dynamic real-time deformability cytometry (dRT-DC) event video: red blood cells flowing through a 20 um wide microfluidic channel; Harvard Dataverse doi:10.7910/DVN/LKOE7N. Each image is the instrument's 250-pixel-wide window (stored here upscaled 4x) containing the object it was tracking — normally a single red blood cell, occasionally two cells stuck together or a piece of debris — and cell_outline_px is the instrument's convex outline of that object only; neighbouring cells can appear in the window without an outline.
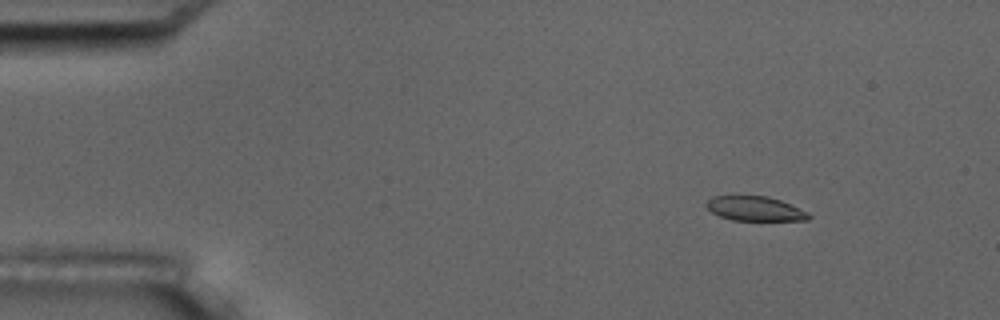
{"species": "common noctule bat (a hibernating species)", "species_latin": "Nyctalus noctula", "temperature_condition": "room temperature", "stored_images_in_passage": 5, "camera_frame_rate_fps": 3000, "um_per_image_px": 0.085, "animal": {"sex": "male", "body_mass_g": 17.5, "forearm_length_mm": 52.3}, "frame": {"image": 1, "passage_image": 3, "time_ms": 2.333, "image_size_px": [1000, 320], "cell_outline_px": [[812, 216], [808, 220], [732, 220], [720, 216], [712, 212], [704, 204], [712, 196], [768, 196], [780, 200], [808, 212]], "centroid_in_image_um": [64.17, 17.73], "position_along_channel_um": 20.8, "area_um2": 14.51}}